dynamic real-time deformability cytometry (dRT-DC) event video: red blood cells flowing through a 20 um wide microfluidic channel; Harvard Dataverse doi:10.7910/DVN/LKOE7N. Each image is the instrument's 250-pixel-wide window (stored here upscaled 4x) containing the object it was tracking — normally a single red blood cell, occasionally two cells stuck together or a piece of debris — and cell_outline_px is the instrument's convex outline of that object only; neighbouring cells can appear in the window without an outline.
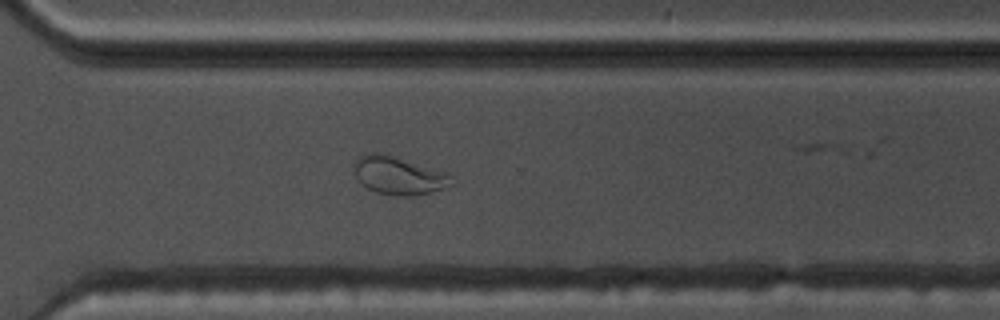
{"species": "common noctule bat (a hibernating species)", "species_latin": "Nyctalus noctula", "temperature_condition": "warm", "stored_images_in_passage": 25, "camera_frame_rate_fps": 3000, "um_per_image_px": 0.085, "animal": {"sex": "male", "body_mass_g": 17.5, "forearm_length_mm": 52.3}, "frame": {"image": 1, "passage_image": 21, "time_ms": 6.667, "image_size_px": [1000, 320], "cell_outline_px": [[452, 184], [444, 188], [432, 192], [416, 196], [396, 196], [376, 192], [368, 188], [356, 176], [356, 160], [360, 156], [372, 152], [380, 152], [448, 172], [452, 176]], "centroid_in_image_um": [33.95, 14.93], "position_along_channel_um": 336.7, "area_um2": 21.44}}
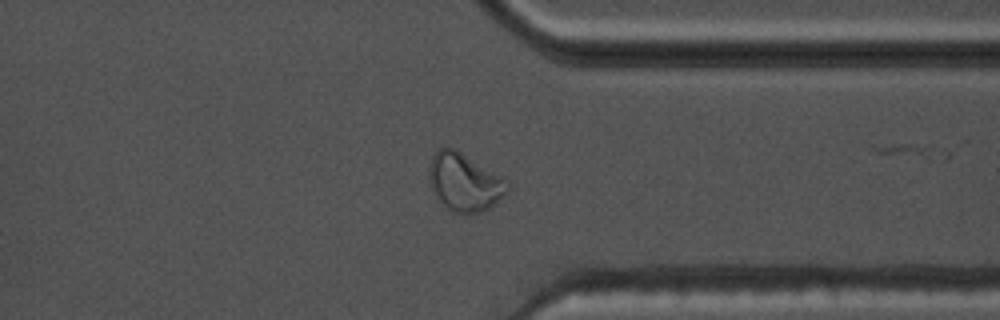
{"frame": {"image": 2, "passage_image": 24, "time_ms": 7.667, "image_size_px": [1000, 320], "cell_outline_px": [[508, 192], [488, 208], [480, 212], [452, 212], [436, 196], [432, 188], [432, 156], [440, 148], [456, 148], [508, 180]], "centroid_in_image_um": [39.54, 15.47], "position_along_channel_um": 371.9, "area_um2": 25.55}}